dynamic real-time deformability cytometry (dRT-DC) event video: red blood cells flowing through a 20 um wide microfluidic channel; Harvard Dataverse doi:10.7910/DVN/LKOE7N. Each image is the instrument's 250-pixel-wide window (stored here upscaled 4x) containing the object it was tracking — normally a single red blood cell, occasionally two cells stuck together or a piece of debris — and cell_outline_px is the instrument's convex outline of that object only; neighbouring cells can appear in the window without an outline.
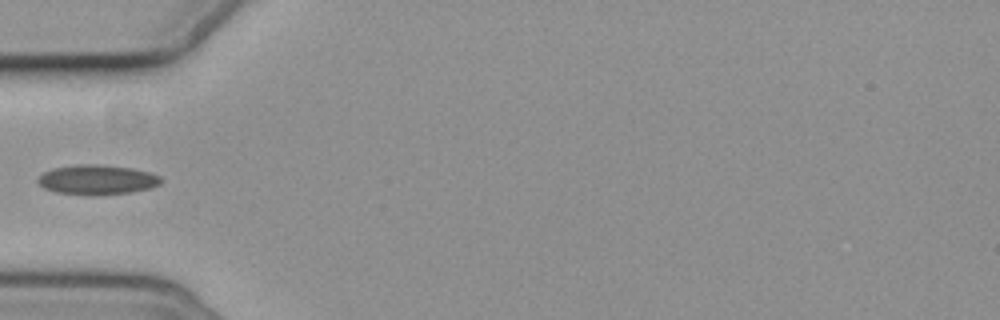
{"species": "common noctule bat (a hibernating species)", "species_latin": "Nyctalus noctula", "temperature_condition": "cold", "stored_images_in_passage": 1, "camera_frame_rate_fps": 3000, "um_per_image_px": 0.085, "animal": {"sex": "female", "body_mass_g": 19.3, "forearm_length_mm": 54.1}, "frame": {"image": 1, "passage_image": 1, "time_ms": 0.0, "image_size_px": [1000, 320], "cell_outline_px": [[164, 180], [160, 184], [152, 188], [132, 192], [96, 196], [92, 196], [56, 192], [44, 188], [36, 180], [44, 172], [52, 168], [76, 164], [100, 164], [132, 168], [148, 172], [160, 176]], "centroid_in_image_um": [8.28, 15.28], "position_along_channel_um": 76.7, "area_um2": 21.68}}